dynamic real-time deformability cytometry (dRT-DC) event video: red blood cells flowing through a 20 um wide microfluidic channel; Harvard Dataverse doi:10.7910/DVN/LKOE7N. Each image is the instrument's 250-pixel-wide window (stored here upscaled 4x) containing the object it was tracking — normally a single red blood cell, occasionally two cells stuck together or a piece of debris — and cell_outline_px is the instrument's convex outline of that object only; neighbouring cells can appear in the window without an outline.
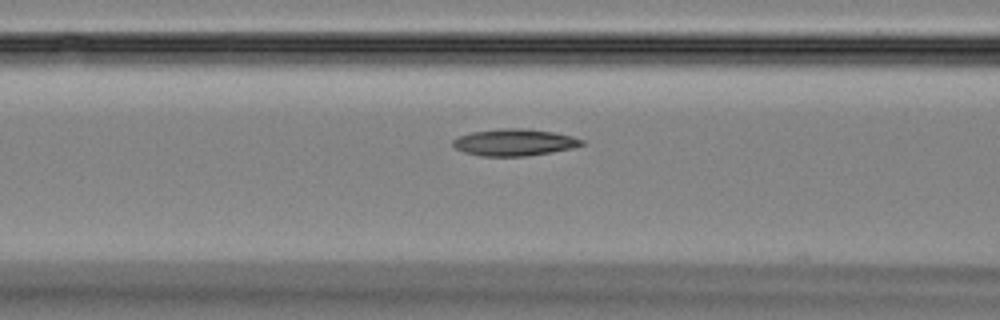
{"species": "Egyptian fruit bat (a non-hibernating species)", "species_latin": "Rousettus aegyptiacus", "temperature_condition": "room temperature", "stored_images_in_passage": 31, "camera_frame_rate_fps": 3000, "um_per_image_px": 0.085, "animal": {"sex": "female"}, "frame": {"image": 1, "passage_image": 5, "time_ms": 1.333, "image_size_px": [1000, 320], "cell_outline_px": [[584, 144], [572, 148], [552, 152], [528, 156], [480, 156], [464, 152], [456, 148], [452, 144], [452, 140], [460, 136], [472, 132], [500, 128], [528, 128], [552, 132], [572, 136], [584, 140]], "centroid_in_image_um": [43.72, 12.1], "position_along_channel_um": 122.9, "area_um2": 20.17}}
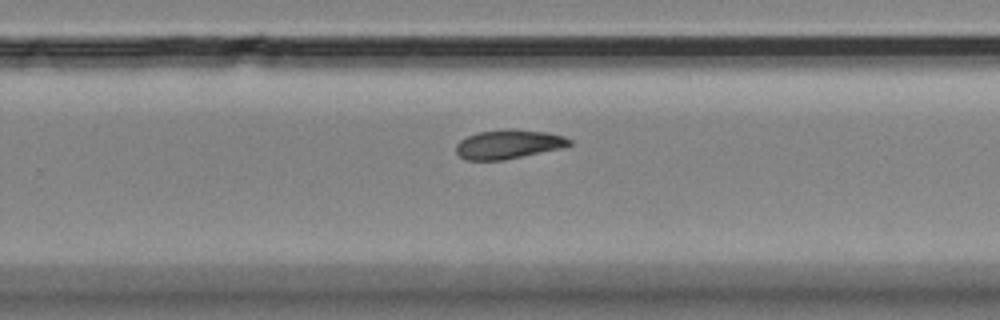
{"frame": {"image": 2, "passage_image": 18, "time_ms": 5.667, "image_size_px": [1000, 320], "cell_outline_px": [[572, 144], [564, 148], [504, 160], [464, 160], [456, 152], [456, 144], [460, 140], [476, 132], [508, 128], [548, 132], [564, 136], [572, 140]], "centroid_in_image_um": [43.24, 12.25], "position_along_channel_um": 286.6, "area_um2": 19.54}}
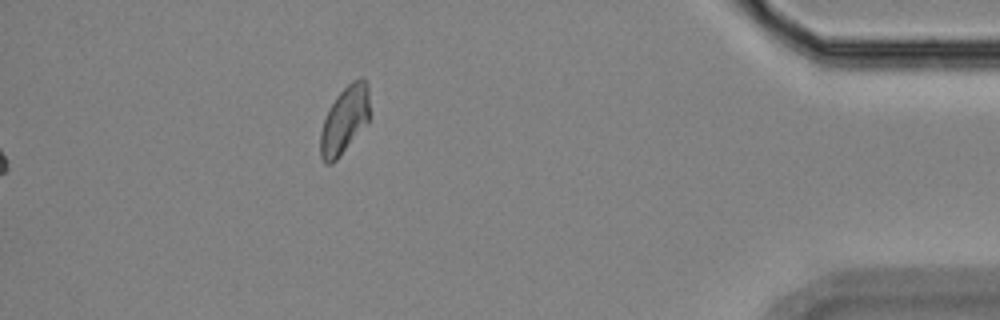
{"frame": {"image": 3, "passage_image": 31, "time_ms": 10.0, "image_size_px": [1000, 320], "cell_outline_px": [[368, 120], [340, 156], [332, 164], [324, 164], [320, 156], [320, 132], [324, 120], [336, 96], [352, 80], [360, 76], [364, 76], [368, 80]], "centroid_in_image_um": [29.27, 10.18], "position_along_channel_um": 405.9, "area_um2": 19.13}}